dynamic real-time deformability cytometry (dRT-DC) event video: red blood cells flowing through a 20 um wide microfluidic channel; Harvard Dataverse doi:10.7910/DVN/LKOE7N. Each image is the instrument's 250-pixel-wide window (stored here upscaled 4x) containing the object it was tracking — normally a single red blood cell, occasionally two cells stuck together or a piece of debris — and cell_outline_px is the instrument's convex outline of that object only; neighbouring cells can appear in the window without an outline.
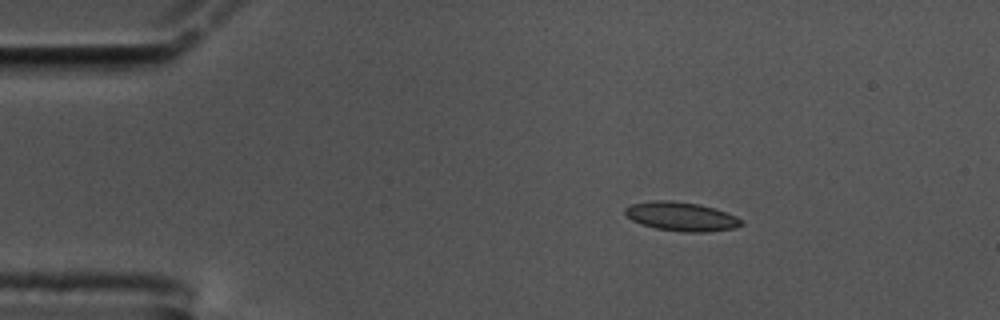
{"species": "common noctule bat (a hibernating species)", "species_latin": "Nyctalus noctula", "temperature_condition": "cold", "stored_images_in_passage": 49, "camera_frame_rate_fps": 3000, "um_per_image_px": 0.085, "animal": {"sex": "male", "body_mass_g": 17.5, "forearm_length_mm": 52.3}, "frame": {"image": 1, "passage_image": 1, "time_ms": 0.0, "image_size_px": [1000, 320], "cell_outline_px": [[744, 224], [736, 228], [708, 232], [684, 232], [656, 228], [640, 224], [632, 220], [624, 212], [624, 208], [632, 204], [656, 200], [672, 200], [700, 204], [716, 208], [736, 216], [744, 220]], "centroid_in_image_um": [57.96, 18.4], "position_along_channel_um": 27.0, "area_um2": 19.83}}
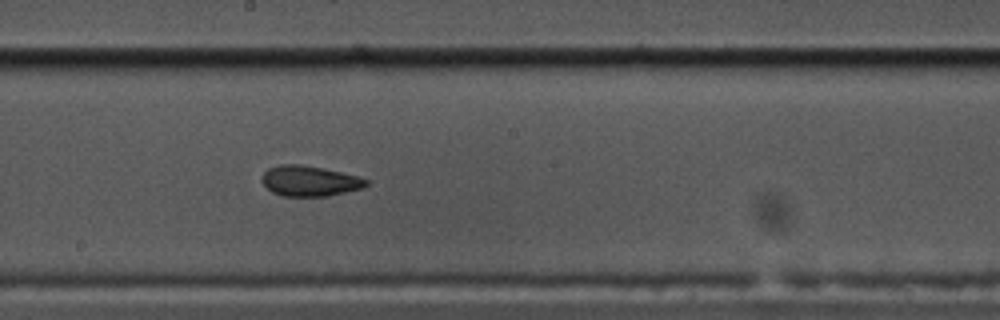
{"frame": {"image": 2, "passage_image": 23, "time_ms": 7.333, "image_size_px": [1000, 320], "cell_outline_px": [[368, 184], [364, 188], [328, 196], [284, 196], [272, 192], [260, 180], [264, 172], [268, 168], [280, 164], [300, 164], [324, 168], [356, 176], [368, 180]], "centroid_in_image_um": [26.3, 15.38], "position_along_channel_um": 221.9, "area_um2": 18.5}}
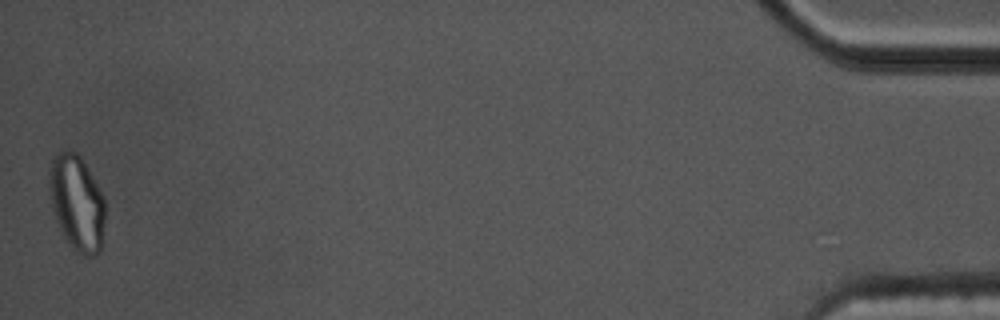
{"frame": {"image": 3, "passage_image": 49, "time_ms": 16.0, "image_size_px": [1000, 320], "cell_outline_px": [[104, 220], [100, 252], [96, 256], [84, 256], [72, 248], [64, 236], [56, 220], [52, 208], [48, 188], [48, 172], [52, 160], [56, 152], [76, 152], [80, 156], [104, 196]], "centroid_in_image_um": [6.51, 17.25], "position_along_channel_um": 428.7, "area_um2": 31.04}, "authors_computed_cell_mechanics": {"area_um2": 19.1318, "velocity_mm_per_s": 3.4593, "shape_relaxation_time_tau1_ms": null, "shape_relaxation_time_tau2_ms": 3.0488, "deformation_change_tau1": null, "deformation_change_tau2": 0.0954}}